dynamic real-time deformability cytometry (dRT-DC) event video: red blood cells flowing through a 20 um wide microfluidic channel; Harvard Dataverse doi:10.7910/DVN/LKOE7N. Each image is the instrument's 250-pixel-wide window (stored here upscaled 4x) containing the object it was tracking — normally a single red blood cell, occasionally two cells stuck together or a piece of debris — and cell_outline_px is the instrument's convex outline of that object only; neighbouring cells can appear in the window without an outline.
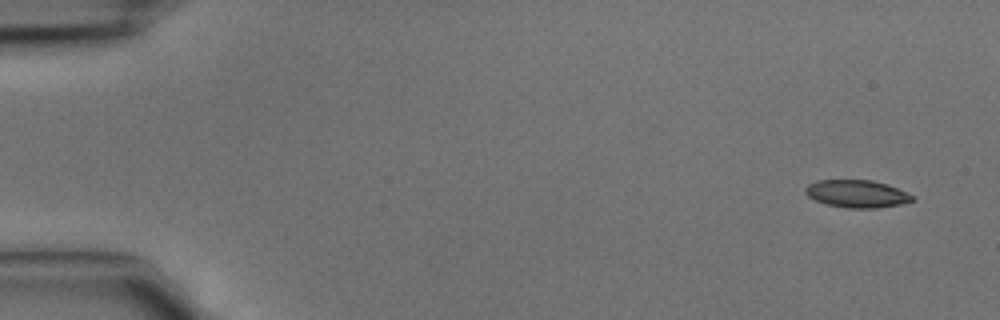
{"species": "common noctule bat (a hibernating species)", "species_latin": "Nyctalus noctula", "temperature_condition": "cold", "stored_images_in_passage": 5, "camera_frame_rate_fps": 3000, "um_per_image_px": 0.085, "animal": {"sex": "male", "body_mass_g": 15.6}, "frame": {"image": 1, "passage_image": 1, "time_ms": 0.0, "image_size_px": [1000, 320], "cell_outline_px": [[916, 200], [900, 204], [876, 208], [848, 208], [828, 204], [816, 200], [808, 196], [804, 192], [804, 188], [808, 184], [816, 180], [872, 180], [888, 184], [916, 196]], "centroid_in_image_um": [72.86, 16.46], "position_along_channel_um": 12.1, "area_um2": 17.28}}
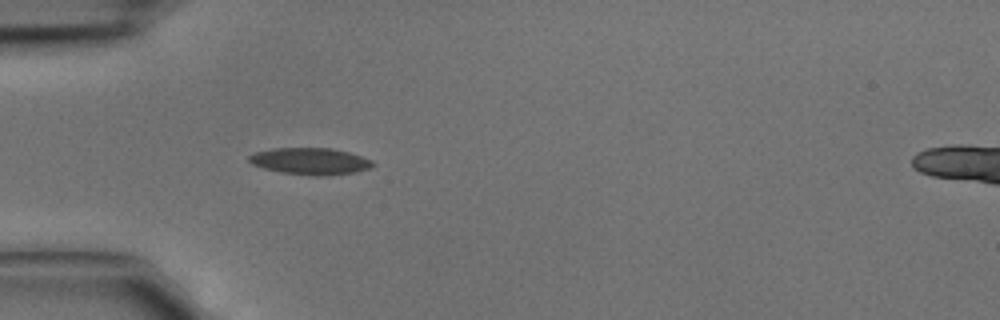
{"frame": {"image": 2, "passage_image": 4, "time_ms": 1.0, "image_size_px": [1000, 320], "cell_outline_px": [[376, 164], [368, 168], [352, 172], [320, 176], [316, 176], [284, 172], [264, 168], [252, 164], [248, 160], [248, 156], [256, 152], [272, 148], [332, 148], [348, 152], [372, 160]], "centroid_in_image_um": [26.35, 13.69], "position_along_channel_um": 58.6, "area_um2": 18.96}}